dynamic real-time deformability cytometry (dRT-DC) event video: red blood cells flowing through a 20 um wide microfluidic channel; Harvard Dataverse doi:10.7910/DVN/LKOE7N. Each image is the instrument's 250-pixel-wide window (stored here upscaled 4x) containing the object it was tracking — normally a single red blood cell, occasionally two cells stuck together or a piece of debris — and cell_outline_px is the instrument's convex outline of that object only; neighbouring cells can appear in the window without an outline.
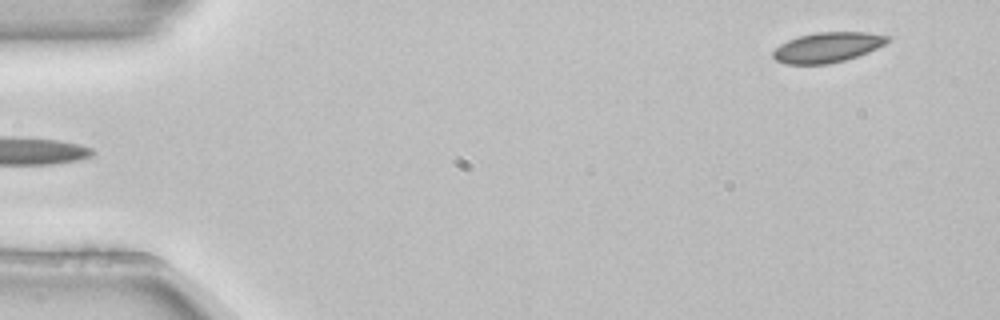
{"species": "common noctule bat (a hibernating species)", "species_latin": "Nyctalus noctula", "temperature_condition": "room temperature", "stored_images_in_passage": 2, "camera_frame_rate_fps": 3000, "um_per_image_px": 0.085, "animal": {"sex": "female", "body_mass_g": 22.7, "forearm_length_mm": 54.2}, "frame": {"image": 1, "passage_image": 2, "time_ms": 0.333, "image_size_px": [1000, 320], "cell_outline_px": [[892, 40], [868, 52], [844, 60], [828, 64], [784, 64], [776, 60], [772, 56], [772, 52], [780, 44], [788, 40], [800, 36], [816, 32], [868, 32], [892, 36]], "centroid_in_image_um": [70.35, 4.01], "position_along_channel_um": 14.6, "area_um2": 20.11}}